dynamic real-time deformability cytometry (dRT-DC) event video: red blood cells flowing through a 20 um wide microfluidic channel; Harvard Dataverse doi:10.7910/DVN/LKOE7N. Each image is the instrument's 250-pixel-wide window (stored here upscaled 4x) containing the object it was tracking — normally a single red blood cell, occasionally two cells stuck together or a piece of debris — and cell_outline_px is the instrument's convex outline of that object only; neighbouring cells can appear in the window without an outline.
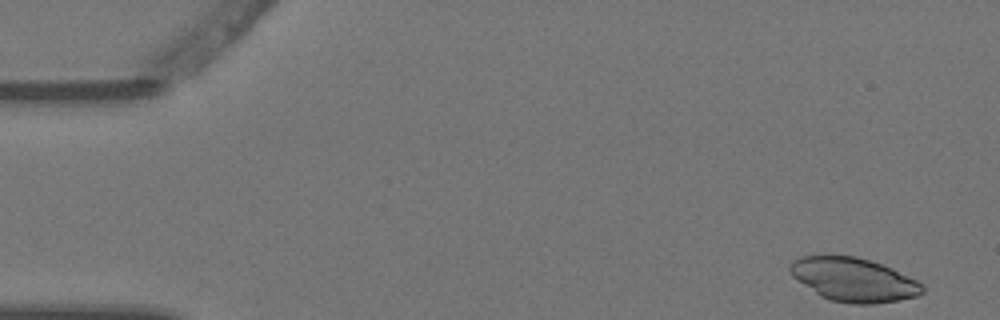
{"species": "Egyptian fruit bat (a non-hibernating species)", "species_latin": "Rousettus aegyptiacus", "temperature_condition": "warm", "stored_images_in_passage": 5, "camera_frame_rate_fps": 3000, "um_per_image_px": 0.085, "animal": {"sex": "female"}, "frame": {"image": 1, "passage_image": 1, "time_ms": 0.0, "image_size_px": [1000, 320], "cell_outline_px": [[924, 292], [916, 296], [900, 300], [872, 304], [852, 304], [832, 300], [820, 296], [792, 276], [788, 268], [792, 260], [800, 256], [856, 256], [892, 268], [924, 284]], "centroid_in_image_um": [72.56, 23.77], "position_along_channel_um": 12.4, "area_um2": 33.58}}